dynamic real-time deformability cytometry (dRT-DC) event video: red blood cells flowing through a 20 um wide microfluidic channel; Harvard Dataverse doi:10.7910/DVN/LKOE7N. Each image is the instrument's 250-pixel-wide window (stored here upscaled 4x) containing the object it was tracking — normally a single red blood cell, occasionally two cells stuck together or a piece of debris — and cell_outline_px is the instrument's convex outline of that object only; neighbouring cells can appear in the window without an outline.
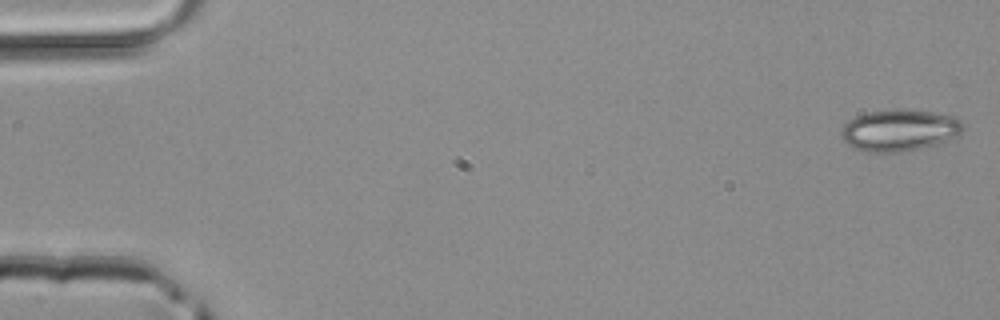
{"species": "common noctule bat (a hibernating species)", "species_latin": "Nyctalus noctula", "temperature_condition": "room temperature", "stored_images_in_passage": 47, "camera_frame_rate_fps": 3000, "um_per_image_px": 0.085, "animal": {"sex": "male", "body_mass_g": 20.4}, "frame": {"image": 1, "passage_image": 1, "time_ms": 0.0, "image_size_px": [1000, 320], "cell_outline_px": [[964, 128], [956, 136], [948, 140], [936, 144], [920, 148], [900, 152], [864, 152], [852, 148], [840, 136], [840, 128], [848, 120], [856, 116], [868, 112], [900, 108], [932, 112], [952, 116], [960, 120], [964, 124]], "centroid_in_image_um": [76.41, 11.07], "position_along_channel_um": 8.6, "area_um2": 29.77}}
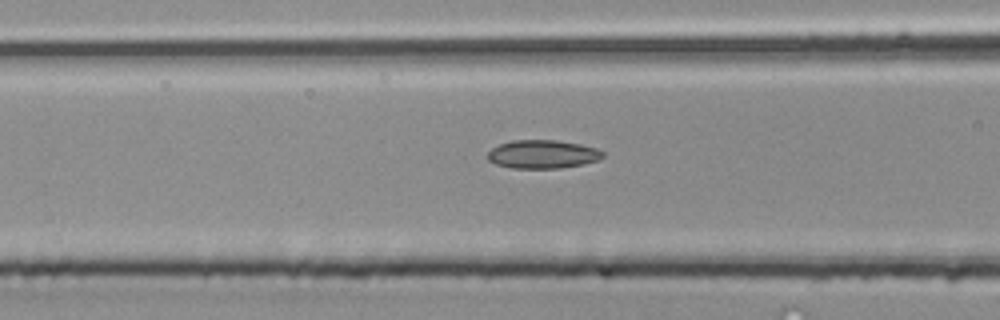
{"frame": {"image": 2, "passage_image": 19, "time_ms": 6.0, "image_size_px": [1000, 320], "cell_outline_px": [[604, 156], [600, 160], [584, 164], [560, 168], [512, 168], [496, 164], [488, 160], [488, 152], [492, 148], [500, 144], [512, 140], [556, 140], [580, 144], [596, 148], [604, 152]], "centroid_in_image_um": [46.15, 13.11], "position_along_channel_um": 120.5, "area_um2": 19.13}}
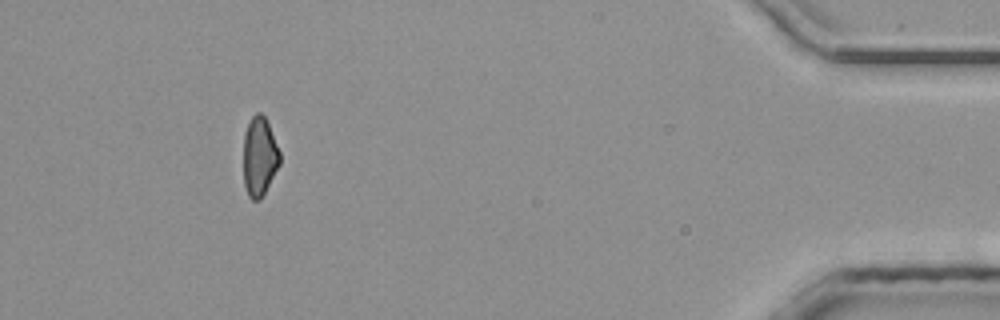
{"frame": {"image": 3, "passage_image": 43, "time_ms": 14.0, "image_size_px": [1000, 320], "cell_outline_px": [[280, 164], [260, 200], [252, 200], [248, 196], [244, 184], [244, 132], [252, 116], [256, 112], [260, 112], [264, 116], [268, 124], [280, 152]], "centroid_in_image_um": [22.05, 13.31], "position_along_channel_um": 413.2, "area_um2": 16.65}}